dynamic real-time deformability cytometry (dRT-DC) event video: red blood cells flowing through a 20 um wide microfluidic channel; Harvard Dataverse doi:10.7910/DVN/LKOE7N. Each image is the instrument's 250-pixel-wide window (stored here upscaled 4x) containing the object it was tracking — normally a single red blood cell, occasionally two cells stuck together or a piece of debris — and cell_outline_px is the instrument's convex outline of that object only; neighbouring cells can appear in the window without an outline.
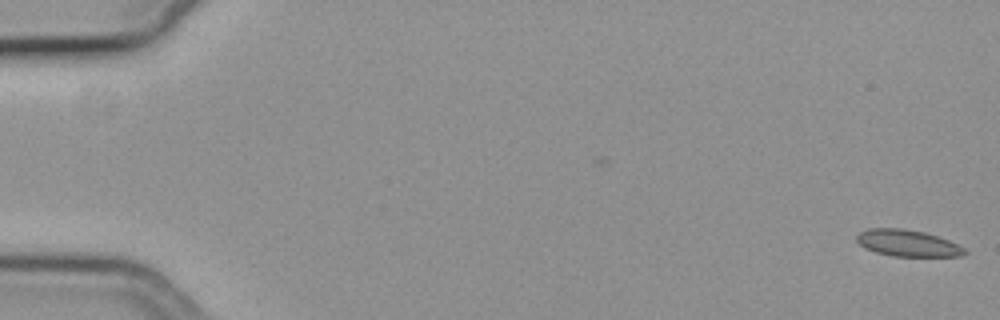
{"species": "common noctule bat (a hibernating species)", "species_latin": "Nyctalus noctula", "temperature_condition": "cold", "stored_images_in_passage": 2, "camera_frame_rate_fps": 3000, "um_per_image_px": 0.085, "animal": {"sex": "female", "body_mass_g": 19.3, "forearm_length_mm": 54.1}, "frame": {"image": 1, "passage_image": 2, "time_ms": 0.333, "image_size_px": [1000, 320], "cell_outline_px": [[968, 252], [960, 256], [892, 256], [876, 252], [864, 248], [856, 240], [856, 236], [860, 232], [868, 228], [904, 228], [924, 232], [948, 240], [964, 248]], "centroid_in_image_um": [77.11, 20.66], "position_along_channel_um": 7.9, "area_um2": 16.65}}